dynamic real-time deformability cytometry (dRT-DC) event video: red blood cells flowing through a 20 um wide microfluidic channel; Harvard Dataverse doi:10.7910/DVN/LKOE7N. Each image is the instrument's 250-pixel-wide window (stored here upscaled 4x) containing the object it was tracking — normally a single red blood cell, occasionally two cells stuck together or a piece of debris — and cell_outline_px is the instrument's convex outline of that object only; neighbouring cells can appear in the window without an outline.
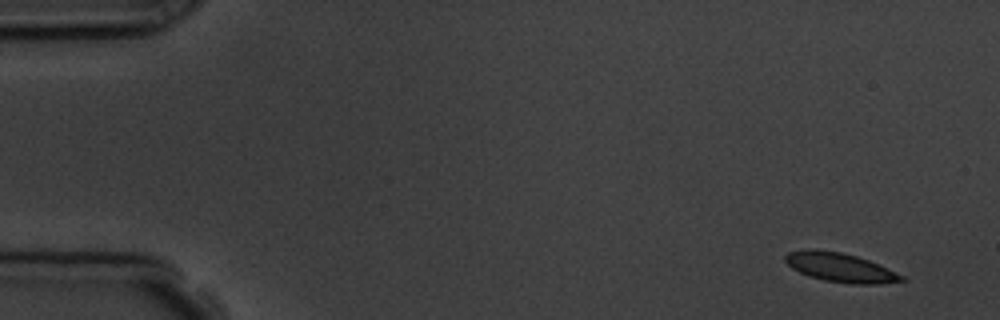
{"species": "common noctule bat (a hibernating species)", "species_latin": "Nyctalus noctula", "temperature_condition": "room temperature", "stored_images_in_passage": 4, "camera_frame_rate_fps": 3000, "um_per_image_px": 0.085, "animal": {"sex": "male", "body_mass_g": 19.5, "forearm_length_mm": 54.6}, "frame": {"image": 1, "passage_image": 1, "time_ms": 0.0, "image_size_px": [1000, 320], "cell_outline_px": [[908, 280], [880, 284], [848, 284], [824, 280], [808, 276], [792, 268], [784, 260], [784, 256], [788, 252], [808, 248], [816, 248], [840, 252], [856, 256], [868, 260], [904, 276]], "centroid_in_image_um": [71.39, 22.73], "position_along_channel_um": 13.6, "area_um2": 19.83}}
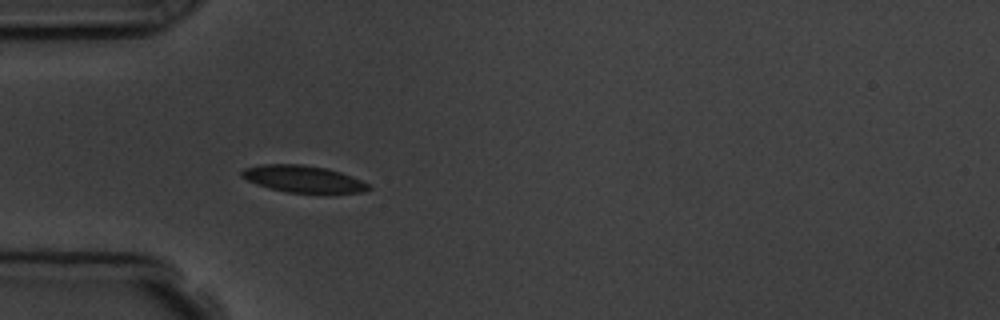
{"frame": {"image": 2, "passage_image": 4, "time_ms": 4.333, "image_size_px": [1000, 320], "cell_outline_px": [[372, 188], [364, 192], [288, 192], [268, 188], [256, 184], [240, 176], [240, 172], [244, 168], [260, 164], [304, 164], [324, 168], [340, 172], [360, 180], [368, 184]], "centroid_in_image_um": [25.7, 15.2], "position_along_channel_um": 59.3, "area_um2": 19.59}}